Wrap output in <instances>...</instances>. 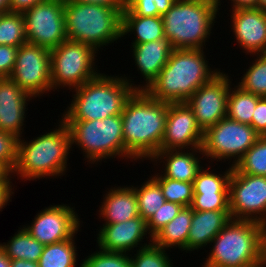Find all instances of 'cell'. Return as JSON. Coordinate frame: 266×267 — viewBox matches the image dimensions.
<instances>
[{
	"instance_id": "cell-1",
	"label": "cell",
	"mask_w": 266,
	"mask_h": 267,
	"mask_svg": "<svg viewBox=\"0 0 266 267\" xmlns=\"http://www.w3.org/2000/svg\"><path fill=\"white\" fill-rule=\"evenodd\" d=\"M168 103L135 91L126 101L122 117L124 159L150 160L159 150L165 133Z\"/></svg>"
},
{
	"instance_id": "cell-2",
	"label": "cell",
	"mask_w": 266,
	"mask_h": 267,
	"mask_svg": "<svg viewBox=\"0 0 266 267\" xmlns=\"http://www.w3.org/2000/svg\"><path fill=\"white\" fill-rule=\"evenodd\" d=\"M205 53L204 49H173L158 77L144 91L162 102H187L199 87L221 71L210 68Z\"/></svg>"
},
{
	"instance_id": "cell-3",
	"label": "cell",
	"mask_w": 266,
	"mask_h": 267,
	"mask_svg": "<svg viewBox=\"0 0 266 267\" xmlns=\"http://www.w3.org/2000/svg\"><path fill=\"white\" fill-rule=\"evenodd\" d=\"M57 128L34 137L31 141L19 138L17 163L11 173L17 179L36 181L44 178L64 176L69 167L67 163L71 146V136L67 125L59 120ZM52 130V131H51Z\"/></svg>"
},
{
	"instance_id": "cell-4",
	"label": "cell",
	"mask_w": 266,
	"mask_h": 267,
	"mask_svg": "<svg viewBox=\"0 0 266 267\" xmlns=\"http://www.w3.org/2000/svg\"><path fill=\"white\" fill-rule=\"evenodd\" d=\"M125 74L106 75L99 73L90 81L74 89L67 109L61 114V120H103L109 116L121 115L126 101L139 85L134 84Z\"/></svg>"
},
{
	"instance_id": "cell-5",
	"label": "cell",
	"mask_w": 266,
	"mask_h": 267,
	"mask_svg": "<svg viewBox=\"0 0 266 267\" xmlns=\"http://www.w3.org/2000/svg\"><path fill=\"white\" fill-rule=\"evenodd\" d=\"M264 227L232 219L211 241L201 267H264Z\"/></svg>"
},
{
	"instance_id": "cell-6",
	"label": "cell",
	"mask_w": 266,
	"mask_h": 267,
	"mask_svg": "<svg viewBox=\"0 0 266 267\" xmlns=\"http://www.w3.org/2000/svg\"><path fill=\"white\" fill-rule=\"evenodd\" d=\"M218 15L217 0H176L162 16L165 38L173 49H206Z\"/></svg>"
},
{
	"instance_id": "cell-7",
	"label": "cell",
	"mask_w": 266,
	"mask_h": 267,
	"mask_svg": "<svg viewBox=\"0 0 266 267\" xmlns=\"http://www.w3.org/2000/svg\"><path fill=\"white\" fill-rule=\"evenodd\" d=\"M124 9L65 0L64 16L68 40L88 44L97 52L118 39L122 40Z\"/></svg>"
},
{
	"instance_id": "cell-8",
	"label": "cell",
	"mask_w": 266,
	"mask_h": 267,
	"mask_svg": "<svg viewBox=\"0 0 266 267\" xmlns=\"http://www.w3.org/2000/svg\"><path fill=\"white\" fill-rule=\"evenodd\" d=\"M68 127L71 146L81 148L89 164H99L105 159H124V138L121 115L103 120H62ZM116 156V157H115Z\"/></svg>"
},
{
	"instance_id": "cell-9",
	"label": "cell",
	"mask_w": 266,
	"mask_h": 267,
	"mask_svg": "<svg viewBox=\"0 0 266 267\" xmlns=\"http://www.w3.org/2000/svg\"><path fill=\"white\" fill-rule=\"evenodd\" d=\"M98 52L90 45L66 40L50 50L51 87L72 91L97 76Z\"/></svg>"
},
{
	"instance_id": "cell-10",
	"label": "cell",
	"mask_w": 266,
	"mask_h": 267,
	"mask_svg": "<svg viewBox=\"0 0 266 267\" xmlns=\"http://www.w3.org/2000/svg\"><path fill=\"white\" fill-rule=\"evenodd\" d=\"M260 135L249 124L229 119L227 116L204 132L202 151L205 159L231 162V166L244 156Z\"/></svg>"
},
{
	"instance_id": "cell-11",
	"label": "cell",
	"mask_w": 266,
	"mask_h": 267,
	"mask_svg": "<svg viewBox=\"0 0 266 267\" xmlns=\"http://www.w3.org/2000/svg\"><path fill=\"white\" fill-rule=\"evenodd\" d=\"M64 1L46 0L22 13L28 43L51 50L68 40Z\"/></svg>"
},
{
	"instance_id": "cell-12",
	"label": "cell",
	"mask_w": 266,
	"mask_h": 267,
	"mask_svg": "<svg viewBox=\"0 0 266 267\" xmlns=\"http://www.w3.org/2000/svg\"><path fill=\"white\" fill-rule=\"evenodd\" d=\"M229 210L232 219L266 225V176L238 173L229 179Z\"/></svg>"
},
{
	"instance_id": "cell-13",
	"label": "cell",
	"mask_w": 266,
	"mask_h": 267,
	"mask_svg": "<svg viewBox=\"0 0 266 267\" xmlns=\"http://www.w3.org/2000/svg\"><path fill=\"white\" fill-rule=\"evenodd\" d=\"M50 68V50L27 42L18 48L10 78L25 92L39 98L52 91Z\"/></svg>"
},
{
	"instance_id": "cell-14",
	"label": "cell",
	"mask_w": 266,
	"mask_h": 267,
	"mask_svg": "<svg viewBox=\"0 0 266 267\" xmlns=\"http://www.w3.org/2000/svg\"><path fill=\"white\" fill-rule=\"evenodd\" d=\"M78 216L75 206L71 207V204H50L35 215L31 224L24 227L41 244H54L70 239L81 231L82 221Z\"/></svg>"
},
{
	"instance_id": "cell-15",
	"label": "cell",
	"mask_w": 266,
	"mask_h": 267,
	"mask_svg": "<svg viewBox=\"0 0 266 267\" xmlns=\"http://www.w3.org/2000/svg\"><path fill=\"white\" fill-rule=\"evenodd\" d=\"M230 77L228 73L220 71L199 87L186 102L203 132L227 116L228 93L231 84L234 85Z\"/></svg>"
},
{
	"instance_id": "cell-16",
	"label": "cell",
	"mask_w": 266,
	"mask_h": 267,
	"mask_svg": "<svg viewBox=\"0 0 266 267\" xmlns=\"http://www.w3.org/2000/svg\"><path fill=\"white\" fill-rule=\"evenodd\" d=\"M204 132L186 102L168 103L161 150L202 148Z\"/></svg>"
},
{
	"instance_id": "cell-17",
	"label": "cell",
	"mask_w": 266,
	"mask_h": 267,
	"mask_svg": "<svg viewBox=\"0 0 266 267\" xmlns=\"http://www.w3.org/2000/svg\"><path fill=\"white\" fill-rule=\"evenodd\" d=\"M97 232L98 249L108 252L130 254L134 248V251H137L153 243V237L147 229V221L140 215L125 222L103 224ZM145 238H150V241L143 244Z\"/></svg>"
},
{
	"instance_id": "cell-18",
	"label": "cell",
	"mask_w": 266,
	"mask_h": 267,
	"mask_svg": "<svg viewBox=\"0 0 266 267\" xmlns=\"http://www.w3.org/2000/svg\"><path fill=\"white\" fill-rule=\"evenodd\" d=\"M230 29L238 48L246 55L266 54V10L259 8L230 9ZM232 24V25H231ZM232 26V28H231Z\"/></svg>"
},
{
	"instance_id": "cell-19",
	"label": "cell",
	"mask_w": 266,
	"mask_h": 267,
	"mask_svg": "<svg viewBox=\"0 0 266 267\" xmlns=\"http://www.w3.org/2000/svg\"><path fill=\"white\" fill-rule=\"evenodd\" d=\"M32 99L35 100L10 77L0 78V131L24 137L27 106Z\"/></svg>"
},
{
	"instance_id": "cell-20",
	"label": "cell",
	"mask_w": 266,
	"mask_h": 267,
	"mask_svg": "<svg viewBox=\"0 0 266 267\" xmlns=\"http://www.w3.org/2000/svg\"><path fill=\"white\" fill-rule=\"evenodd\" d=\"M203 155L202 148L159 150L150 161L156 166L158 162H163L162 169L158 171H161L160 173L166 178L193 182L198 172L204 167L200 164L201 160H205Z\"/></svg>"
},
{
	"instance_id": "cell-21",
	"label": "cell",
	"mask_w": 266,
	"mask_h": 267,
	"mask_svg": "<svg viewBox=\"0 0 266 267\" xmlns=\"http://www.w3.org/2000/svg\"><path fill=\"white\" fill-rule=\"evenodd\" d=\"M130 48L137 71L145 81L139 85V91H144L158 77L161 69L168 62L173 48L166 38L132 45Z\"/></svg>"
},
{
	"instance_id": "cell-22",
	"label": "cell",
	"mask_w": 266,
	"mask_h": 267,
	"mask_svg": "<svg viewBox=\"0 0 266 267\" xmlns=\"http://www.w3.org/2000/svg\"><path fill=\"white\" fill-rule=\"evenodd\" d=\"M106 192L97 212L104 224L125 222L139 216L137 196L131 186H115Z\"/></svg>"
},
{
	"instance_id": "cell-23",
	"label": "cell",
	"mask_w": 266,
	"mask_h": 267,
	"mask_svg": "<svg viewBox=\"0 0 266 267\" xmlns=\"http://www.w3.org/2000/svg\"><path fill=\"white\" fill-rule=\"evenodd\" d=\"M232 220L230 210L194 211L187 240V253L210 246L214 237Z\"/></svg>"
},
{
	"instance_id": "cell-24",
	"label": "cell",
	"mask_w": 266,
	"mask_h": 267,
	"mask_svg": "<svg viewBox=\"0 0 266 267\" xmlns=\"http://www.w3.org/2000/svg\"><path fill=\"white\" fill-rule=\"evenodd\" d=\"M193 218L190 206L183 207L176 217L153 236V244L171 251L174 247L187 253V240Z\"/></svg>"
},
{
	"instance_id": "cell-25",
	"label": "cell",
	"mask_w": 266,
	"mask_h": 267,
	"mask_svg": "<svg viewBox=\"0 0 266 267\" xmlns=\"http://www.w3.org/2000/svg\"><path fill=\"white\" fill-rule=\"evenodd\" d=\"M134 32V33H133ZM135 37L131 45L143 44L151 41L164 39V23L162 16L141 17L122 16V39L127 35Z\"/></svg>"
},
{
	"instance_id": "cell-26",
	"label": "cell",
	"mask_w": 266,
	"mask_h": 267,
	"mask_svg": "<svg viewBox=\"0 0 266 267\" xmlns=\"http://www.w3.org/2000/svg\"><path fill=\"white\" fill-rule=\"evenodd\" d=\"M0 247L4 250L10 260H27L38 262L42 254L44 245L30 235L24 226L11 236L8 242H0Z\"/></svg>"
},
{
	"instance_id": "cell-27",
	"label": "cell",
	"mask_w": 266,
	"mask_h": 267,
	"mask_svg": "<svg viewBox=\"0 0 266 267\" xmlns=\"http://www.w3.org/2000/svg\"><path fill=\"white\" fill-rule=\"evenodd\" d=\"M75 239L76 234L70 239L44 245L38 267H76L78 252Z\"/></svg>"
},
{
	"instance_id": "cell-28",
	"label": "cell",
	"mask_w": 266,
	"mask_h": 267,
	"mask_svg": "<svg viewBox=\"0 0 266 267\" xmlns=\"http://www.w3.org/2000/svg\"><path fill=\"white\" fill-rule=\"evenodd\" d=\"M233 87L228 93L227 117L252 127V115L261 97L244 91L237 83Z\"/></svg>"
},
{
	"instance_id": "cell-29",
	"label": "cell",
	"mask_w": 266,
	"mask_h": 267,
	"mask_svg": "<svg viewBox=\"0 0 266 267\" xmlns=\"http://www.w3.org/2000/svg\"><path fill=\"white\" fill-rule=\"evenodd\" d=\"M140 186L131 185L137 196L139 215L147 221L166 200L160 184L152 176Z\"/></svg>"
},
{
	"instance_id": "cell-30",
	"label": "cell",
	"mask_w": 266,
	"mask_h": 267,
	"mask_svg": "<svg viewBox=\"0 0 266 267\" xmlns=\"http://www.w3.org/2000/svg\"><path fill=\"white\" fill-rule=\"evenodd\" d=\"M27 43L25 20L22 13L6 12L0 14V45L19 48Z\"/></svg>"
},
{
	"instance_id": "cell-31",
	"label": "cell",
	"mask_w": 266,
	"mask_h": 267,
	"mask_svg": "<svg viewBox=\"0 0 266 267\" xmlns=\"http://www.w3.org/2000/svg\"><path fill=\"white\" fill-rule=\"evenodd\" d=\"M198 172L193 181V193H229V179L233 166L229 164L226 171L215 173L211 166ZM211 170V171H210ZM214 171V172H213Z\"/></svg>"
},
{
	"instance_id": "cell-32",
	"label": "cell",
	"mask_w": 266,
	"mask_h": 267,
	"mask_svg": "<svg viewBox=\"0 0 266 267\" xmlns=\"http://www.w3.org/2000/svg\"><path fill=\"white\" fill-rule=\"evenodd\" d=\"M256 56V57H254ZM255 59L240 77L238 86L244 91L260 97H266V54L253 55Z\"/></svg>"
},
{
	"instance_id": "cell-33",
	"label": "cell",
	"mask_w": 266,
	"mask_h": 267,
	"mask_svg": "<svg viewBox=\"0 0 266 267\" xmlns=\"http://www.w3.org/2000/svg\"><path fill=\"white\" fill-rule=\"evenodd\" d=\"M233 168L238 173L266 176V136H260Z\"/></svg>"
},
{
	"instance_id": "cell-34",
	"label": "cell",
	"mask_w": 266,
	"mask_h": 267,
	"mask_svg": "<svg viewBox=\"0 0 266 267\" xmlns=\"http://www.w3.org/2000/svg\"><path fill=\"white\" fill-rule=\"evenodd\" d=\"M152 177L160 184L165 200L178 203L184 207L193 201V182H184L164 177L160 172Z\"/></svg>"
},
{
	"instance_id": "cell-35",
	"label": "cell",
	"mask_w": 266,
	"mask_h": 267,
	"mask_svg": "<svg viewBox=\"0 0 266 267\" xmlns=\"http://www.w3.org/2000/svg\"><path fill=\"white\" fill-rule=\"evenodd\" d=\"M176 0H126L122 16L154 17L166 14Z\"/></svg>"
},
{
	"instance_id": "cell-36",
	"label": "cell",
	"mask_w": 266,
	"mask_h": 267,
	"mask_svg": "<svg viewBox=\"0 0 266 267\" xmlns=\"http://www.w3.org/2000/svg\"><path fill=\"white\" fill-rule=\"evenodd\" d=\"M134 256L130 253L131 267H173V260L167 250L153 243L145 248L135 251ZM170 258V259H169Z\"/></svg>"
},
{
	"instance_id": "cell-37",
	"label": "cell",
	"mask_w": 266,
	"mask_h": 267,
	"mask_svg": "<svg viewBox=\"0 0 266 267\" xmlns=\"http://www.w3.org/2000/svg\"><path fill=\"white\" fill-rule=\"evenodd\" d=\"M79 267H131L130 254L124 252H108L101 249L82 259Z\"/></svg>"
},
{
	"instance_id": "cell-38",
	"label": "cell",
	"mask_w": 266,
	"mask_h": 267,
	"mask_svg": "<svg viewBox=\"0 0 266 267\" xmlns=\"http://www.w3.org/2000/svg\"><path fill=\"white\" fill-rule=\"evenodd\" d=\"M194 211L229 210V193H193Z\"/></svg>"
},
{
	"instance_id": "cell-39",
	"label": "cell",
	"mask_w": 266,
	"mask_h": 267,
	"mask_svg": "<svg viewBox=\"0 0 266 267\" xmlns=\"http://www.w3.org/2000/svg\"><path fill=\"white\" fill-rule=\"evenodd\" d=\"M184 206L165 201V203L157 210L148 220L147 229L153 237L161 228L172 221Z\"/></svg>"
},
{
	"instance_id": "cell-40",
	"label": "cell",
	"mask_w": 266,
	"mask_h": 267,
	"mask_svg": "<svg viewBox=\"0 0 266 267\" xmlns=\"http://www.w3.org/2000/svg\"><path fill=\"white\" fill-rule=\"evenodd\" d=\"M18 140L15 135L0 131V164L12 173L17 163Z\"/></svg>"
},
{
	"instance_id": "cell-41",
	"label": "cell",
	"mask_w": 266,
	"mask_h": 267,
	"mask_svg": "<svg viewBox=\"0 0 266 267\" xmlns=\"http://www.w3.org/2000/svg\"><path fill=\"white\" fill-rule=\"evenodd\" d=\"M18 48L0 45V78L10 77L17 57Z\"/></svg>"
},
{
	"instance_id": "cell-42",
	"label": "cell",
	"mask_w": 266,
	"mask_h": 267,
	"mask_svg": "<svg viewBox=\"0 0 266 267\" xmlns=\"http://www.w3.org/2000/svg\"><path fill=\"white\" fill-rule=\"evenodd\" d=\"M252 127L260 136H266V97H261L252 115Z\"/></svg>"
},
{
	"instance_id": "cell-43",
	"label": "cell",
	"mask_w": 266,
	"mask_h": 267,
	"mask_svg": "<svg viewBox=\"0 0 266 267\" xmlns=\"http://www.w3.org/2000/svg\"><path fill=\"white\" fill-rule=\"evenodd\" d=\"M11 173H7L1 180H0V211L2 212L8 204L12 201V195H14V184L12 183ZM13 186V187H12Z\"/></svg>"
},
{
	"instance_id": "cell-44",
	"label": "cell",
	"mask_w": 266,
	"mask_h": 267,
	"mask_svg": "<svg viewBox=\"0 0 266 267\" xmlns=\"http://www.w3.org/2000/svg\"><path fill=\"white\" fill-rule=\"evenodd\" d=\"M91 5H101L110 8H126V0H66Z\"/></svg>"
},
{
	"instance_id": "cell-45",
	"label": "cell",
	"mask_w": 266,
	"mask_h": 267,
	"mask_svg": "<svg viewBox=\"0 0 266 267\" xmlns=\"http://www.w3.org/2000/svg\"><path fill=\"white\" fill-rule=\"evenodd\" d=\"M43 1L46 0H10V12L23 13Z\"/></svg>"
},
{
	"instance_id": "cell-46",
	"label": "cell",
	"mask_w": 266,
	"mask_h": 267,
	"mask_svg": "<svg viewBox=\"0 0 266 267\" xmlns=\"http://www.w3.org/2000/svg\"><path fill=\"white\" fill-rule=\"evenodd\" d=\"M218 1V9L221 8V1ZM231 8L238 9V8H258V0H230Z\"/></svg>"
},
{
	"instance_id": "cell-47",
	"label": "cell",
	"mask_w": 266,
	"mask_h": 267,
	"mask_svg": "<svg viewBox=\"0 0 266 267\" xmlns=\"http://www.w3.org/2000/svg\"><path fill=\"white\" fill-rule=\"evenodd\" d=\"M11 267H38V262H31L27 260L17 259L11 260Z\"/></svg>"
},
{
	"instance_id": "cell-48",
	"label": "cell",
	"mask_w": 266,
	"mask_h": 267,
	"mask_svg": "<svg viewBox=\"0 0 266 267\" xmlns=\"http://www.w3.org/2000/svg\"><path fill=\"white\" fill-rule=\"evenodd\" d=\"M10 263H11V260L6 255L4 250L0 247V267H11Z\"/></svg>"
},
{
	"instance_id": "cell-49",
	"label": "cell",
	"mask_w": 266,
	"mask_h": 267,
	"mask_svg": "<svg viewBox=\"0 0 266 267\" xmlns=\"http://www.w3.org/2000/svg\"><path fill=\"white\" fill-rule=\"evenodd\" d=\"M10 12V0H0V13Z\"/></svg>"
},
{
	"instance_id": "cell-50",
	"label": "cell",
	"mask_w": 266,
	"mask_h": 267,
	"mask_svg": "<svg viewBox=\"0 0 266 267\" xmlns=\"http://www.w3.org/2000/svg\"><path fill=\"white\" fill-rule=\"evenodd\" d=\"M264 267H266V225L264 227Z\"/></svg>"
},
{
	"instance_id": "cell-51",
	"label": "cell",
	"mask_w": 266,
	"mask_h": 267,
	"mask_svg": "<svg viewBox=\"0 0 266 267\" xmlns=\"http://www.w3.org/2000/svg\"><path fill=\"white\" fill-rule=\"evenodd\" d=\"M258 8L266 10V0H258Z\"/></svg>"
},
{
	"instance_id": "cell-52",
	"label": "cell",
	"mask_w": 266,
	"mask_h": 267,
	"mask_svg": "<svg viewBox=\"0 0 266 267\" xmlns=\"http://www.w3.org/2000/svg\"><path fill=\"white\" fill-rule=\"evenodd\" d=\"M8 173V171L0 164V180Z\"/></svg>"
}]
</instances>
